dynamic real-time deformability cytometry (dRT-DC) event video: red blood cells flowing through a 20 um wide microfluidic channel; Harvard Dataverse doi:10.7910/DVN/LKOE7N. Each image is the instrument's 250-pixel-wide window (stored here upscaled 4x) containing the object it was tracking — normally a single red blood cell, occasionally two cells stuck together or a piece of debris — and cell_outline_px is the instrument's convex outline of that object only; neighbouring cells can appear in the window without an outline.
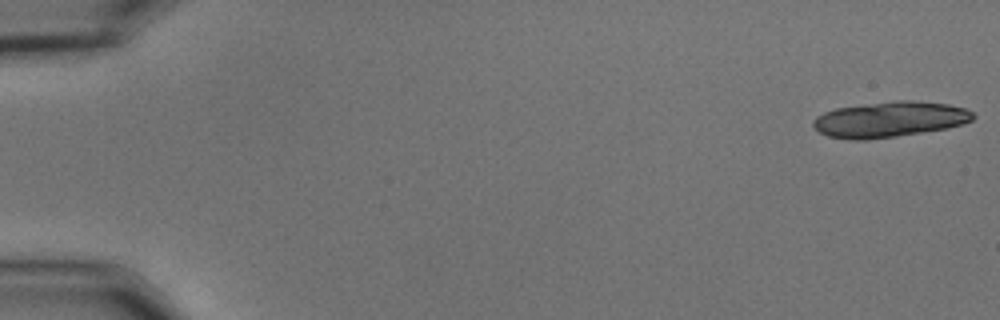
{"species": "common noctule bat (a hibernating species)", "species_latin": "Nyctalus noctula", "temperature_condition": "cold", "stored_images_in_passage": 21, "camera_frame_rate_fps": 3000, "um_per_image_px": 0.085, "animal": {"sex": "male", "body_mass_g": 15.6}, "frame": {"image": 1, "passage_image": 1, "time_ms": 0.0, "image_size_px": [1000, 320], "cell_outline_px": [[976, 116], [972, 120], [964, 124], [948, 128], [896, 136], [864, 140], [852, 140], [828, 136], [820, 132], [812, 124], [816, 116], [824, 112], [836, 108], [896, 100], [912, 100], [948, 104], [964, 108], [972, 112]], "centroid_in_image_um": [75.64, 10.15], "position_along_channel_um": 9.4, "area_um2": 33.06}}